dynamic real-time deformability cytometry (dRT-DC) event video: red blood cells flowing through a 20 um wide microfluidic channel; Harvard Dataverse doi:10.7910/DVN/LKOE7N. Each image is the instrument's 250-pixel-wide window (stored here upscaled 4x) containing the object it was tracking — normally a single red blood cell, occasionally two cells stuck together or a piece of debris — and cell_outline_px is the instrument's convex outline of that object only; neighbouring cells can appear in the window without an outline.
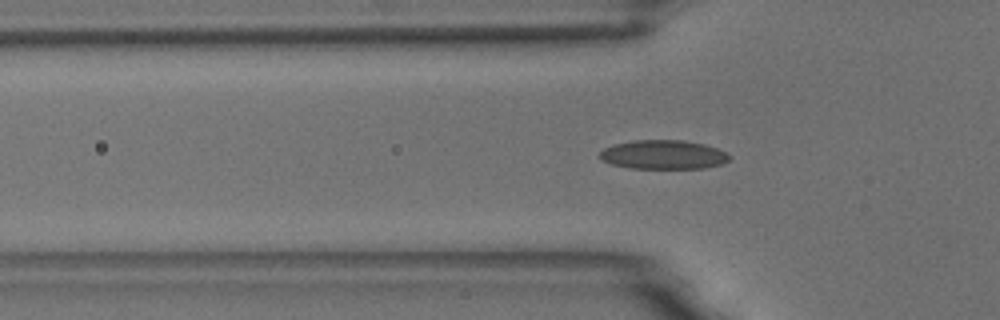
{"species": "common noctule bat (a hibernating species)", "species_latin": "Nyctalus noctula", "temperature_condition": "room temperature", "stored_images_in_passage": 52, "camera_frame_rate_fps": 3000, "um_per_image_px": 0.085, "animal": {"sex": "male", "body_mass_g": 18.8}, "frame": {"image": 1, "passage_image": 14, "time_ms": 4.333, "image_size_px": [1000, 320], "cell_outline_px": [[732, 156], [728, 160], [720, 164], [704, 168], [632, 168], [612, 164], [604, 160], [600, 156], [600, 152], [604, 148], [612, 144], [632, 140], [684, 140], [704, 144], [716, 148]], "centroid_in_image_um": [56.38, 13.13], "position_along_channel_um": 69.4, "area_um2": 21.79}}
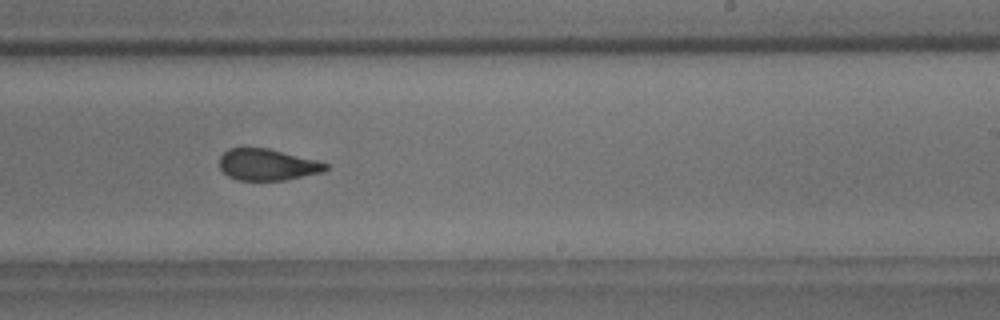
{"frame": {"image": 2, "passage_image": 31, "time_ms": 10.0, "image_size_px": [1000, 320], "cell_outline_px": [[328, 168], [324, 172], [284, 180], [236, 180], [228, 176], [220, 168], [220, 156], [228, 148], [268, 148], [316, 160], [328, 164]], "centroid_in_image_um": [22.72, 14.0], "position_along_channel_um": 266.3, "area_um2": 19.42}}
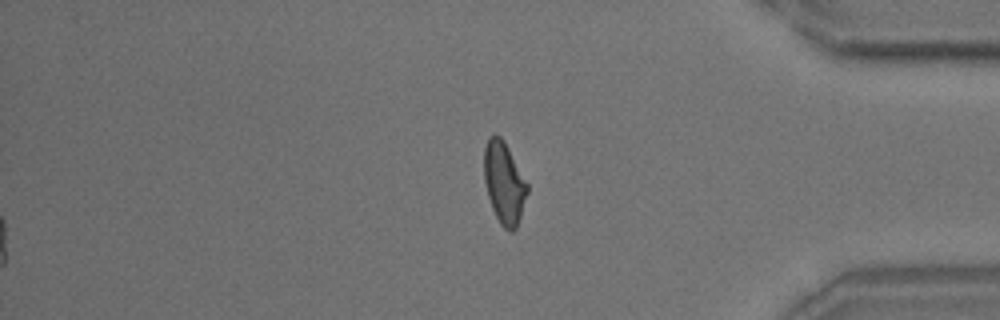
{"frame": {"image": 3, "passage_image": 44, "time_ms": 14.333, "image_size_px": [1000, 320], "cell_outline_px": [[528, 192], [516, 228], [512, 232], [508, 232], [500, 224], [492, 208], [488, 196], [484, 180], [484, 148], [488, 136], [500, 136], [504, 140], [528, 184]], "centroid_in_image_um": [42.84, 15.55], "position_along_channel_um": 392.4, "area_um2": 20.52}}